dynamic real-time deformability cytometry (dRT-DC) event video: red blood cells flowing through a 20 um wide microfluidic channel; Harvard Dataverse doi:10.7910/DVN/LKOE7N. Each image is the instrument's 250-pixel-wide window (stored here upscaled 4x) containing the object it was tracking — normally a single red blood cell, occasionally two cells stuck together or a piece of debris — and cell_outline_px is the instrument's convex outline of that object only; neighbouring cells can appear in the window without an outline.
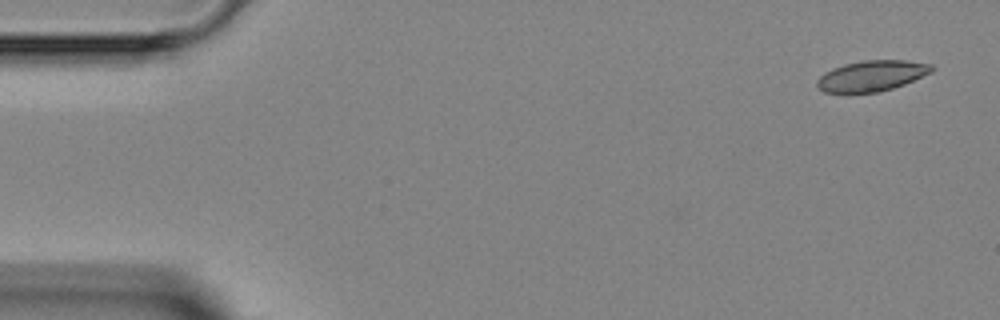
{"species": "Egyptian fruit bat (a non-hibernating species)", "species_latin": "Rousettus aegyptiacus", "temperature_condition": "room temperature", "stored_images_in_passage": 4, "camera_frame_rate_fps": 3000, "um_per_image_px": 0.085, "animal": {"sex": "female"}, "frame": {"image": 1, "passage_image": 1, "time_ms": 0.0, "image_size_px": [1000, 320], "cell_outline_px": [[936, 68], [932, 72], [904, 84], [892, 88], [876, 92], [824, 92], [816, 84], [816, 80], [824, 72], [832, 68], [844, 64], [864, 60], [904, 60], [932, 64]], "centroid_in_image_um": [74.11, 6.43], "position_along_channel_um": 10.9, "area_um2": 20.4}}
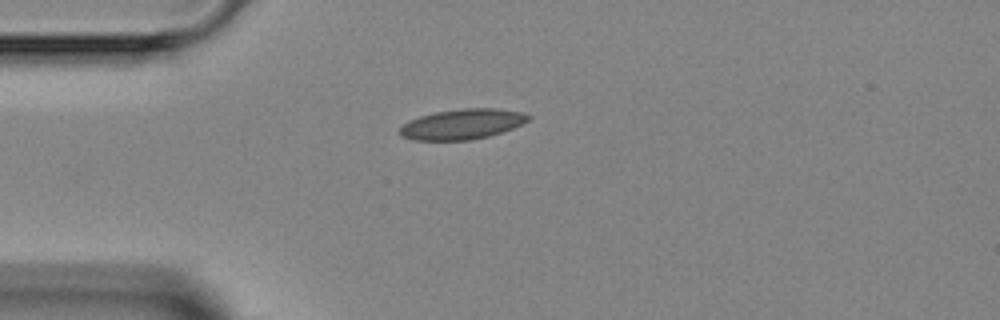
{"frame": {"image": 2, "passage_image": 4, "time_ms": 3.333, "image_size_px": [1000, 320], "cell_outline_px": [[532, 116], [528, 120], [512, 128], [488, 136], [472, 140], [412, 140], [400, 136], [396, 132], [408, 120], [420, 116], [436, 112], [464, 108], [496, 108], [524, 112]], "centroid_in_image_um": [39.25, 10.55], "position_along_channel_um": 45.7, "area_um2": 22.72}}